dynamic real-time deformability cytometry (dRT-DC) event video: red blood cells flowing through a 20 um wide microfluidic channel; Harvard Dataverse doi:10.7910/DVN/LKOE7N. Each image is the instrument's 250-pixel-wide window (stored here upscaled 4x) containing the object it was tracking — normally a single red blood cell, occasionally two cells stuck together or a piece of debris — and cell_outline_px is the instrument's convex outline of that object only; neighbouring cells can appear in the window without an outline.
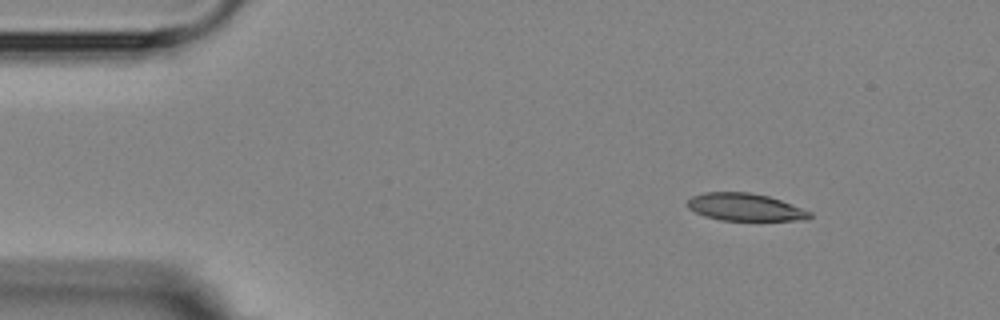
{"species": "Egyptian fruit bat (a non-hibernating species)", "species_latin": "Rousettus aegyptiacus", "temperature_condition": "room temperature", "stored_images_in_passage": 2, "camera_frame_rate_fps": 3000, "um_per_image_px": 0.085, "animal": {"sex": "female"}, "frame": {"image": 1, "passage_image": 1, "time_ms": 0.0, "image_size_px": [1000, 320], "cell_outline_px": [[812, 216], [808, 220], [720, 220], [704, 216], [688, 208], [688, 200], [692, 196], [704, 192], [748, 192], [768, 196], [780, 200], [812, 212]], "centroid_in_image_um": [63.33, 17.61], "position_along_channel_um": 21.7, "area_um2": 19.48}}